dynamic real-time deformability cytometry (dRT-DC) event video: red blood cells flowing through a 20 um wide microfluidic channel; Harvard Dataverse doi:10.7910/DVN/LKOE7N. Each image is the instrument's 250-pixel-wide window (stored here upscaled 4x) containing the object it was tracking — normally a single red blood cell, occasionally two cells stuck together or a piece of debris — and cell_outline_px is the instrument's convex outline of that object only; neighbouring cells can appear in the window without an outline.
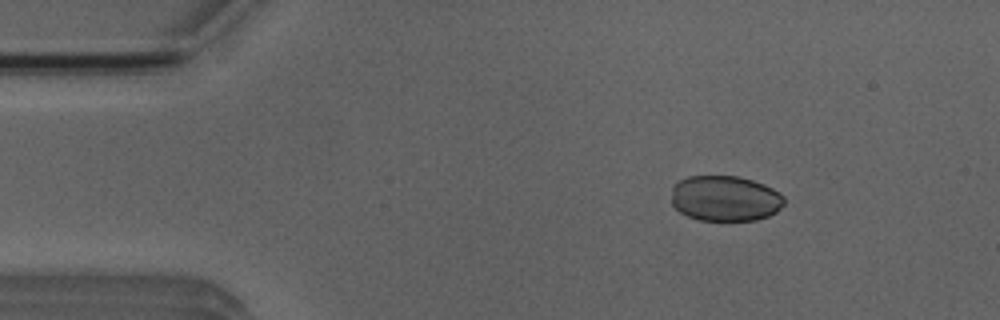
{"species": "Egyptian fruit bat (a non-hibernating species)", "species_latin": "Rousettus aegyptiacus", "temperature_condition": "room temperature", "stored_images_in_passage": 4, "camera_frame_rate_fps": 3000, "um_per_image_px": 0.085, "animal": {"sex": "male"}, "frame": {"image": 1, "passage_image": 2, "time_ms": 1.333, "image_size_px": [1000, 320], "cell_outline_px": [[784, 204], [776, 212], [768, 216], [756, 220], [700, 220], [688, 216], [680, 212], [672, 204], [672, 184], [688, 176], [736, 176], [752, 180], [764, 184], [780, 192], [784, 196]], "centroid_in_image_um": [61.63, 16.86], "position_along_channel_um": 23.4, "area_um2": 30.06}}
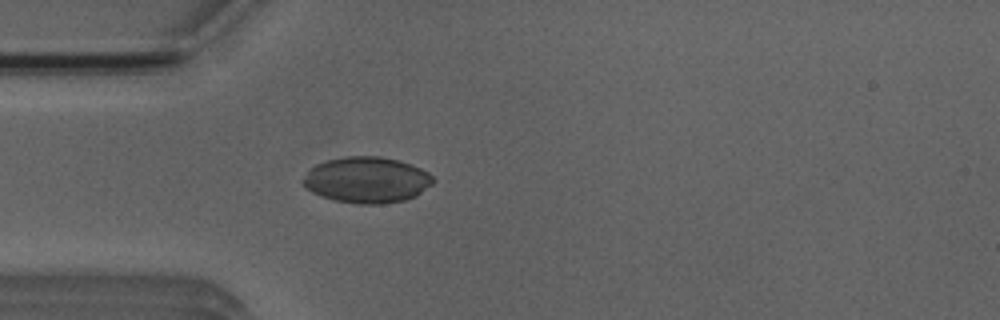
{"frame": {"image": 2, "passage_image": 4, "time_ms": 3.667, "image_size_px": [1000, 320], "cell_outline_px": [[436, 180], [432, 184], [416, 196], [404, 200], [380, 204], [356, 204], [332, 200], [320, 196], [304, 188], [300, 180], [316, 164], [328, 160], [344, 156], [380, 156], [400, 160], [420, 168], [428, 172]], "centroid_in_image_um": [31.16, 15.3], "position_along_channel_um": 53.8, "area_um2": 35.2}}